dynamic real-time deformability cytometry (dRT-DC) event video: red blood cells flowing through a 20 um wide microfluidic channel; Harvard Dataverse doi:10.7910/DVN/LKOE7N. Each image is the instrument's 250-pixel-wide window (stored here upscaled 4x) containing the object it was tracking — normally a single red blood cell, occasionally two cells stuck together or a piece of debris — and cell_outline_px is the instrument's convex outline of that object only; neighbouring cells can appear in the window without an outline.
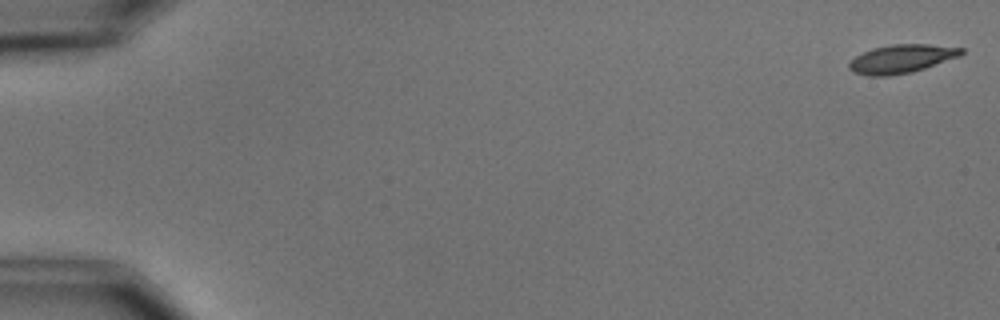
{"species": "common noctule bat (a hibernating species)", "species_latin": "Nyctalus noctula", "temperature_condition": "cold", "stored_images_in_passage": 7, "camera_frame_rate_fps": 3000, "um_per_image_px": 0.085, "animal": {"sex": "male", "body_mass_g": 15.6}, "frame": {"image": 1, "passage_image": 1, "time_ms": 0.0, "image_size_px": [1000, 320], "cell_outline_px": [[964, 52], [960, 56], [912, 72], [888, 76], [868, 76], [852, 72], [848, 68], [848, 64], [856, 56], [872, 48], [892, 44], [928, 44], [964, 48]], "centroid_in_image_um": [76.61, 5.0], "position_along_channel_um": 8.4, "area_um2": 18.61}}
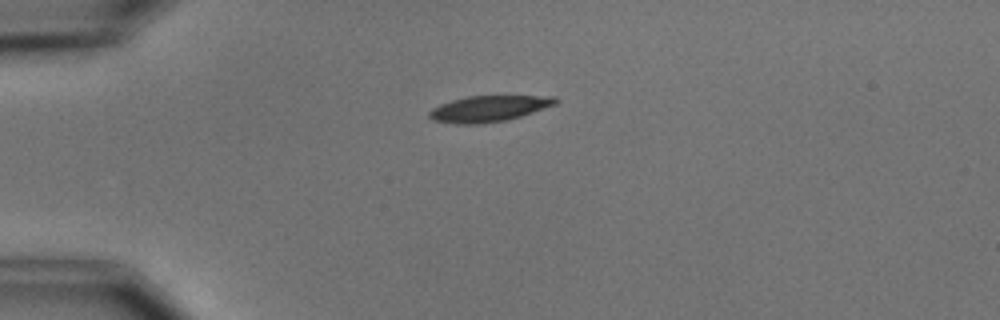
{"frame": {"image": 2, "passage_image": 4, "time_ms": 4.333, "image_size_px": [1000, 320], "cell_outline_px": [[560, 100], [556, 104], [520, 116], [504, 120], [476, 124], [456, 124], [432, 120], [428, 116], [428, 112], [432, 108], [440, 104], [452, 100], [468, 96], [556, 96]], "centroid_in_image_um": [41.52, 9.23], "position_along_channel_um": 43.5, "area_um2": 19.02}}